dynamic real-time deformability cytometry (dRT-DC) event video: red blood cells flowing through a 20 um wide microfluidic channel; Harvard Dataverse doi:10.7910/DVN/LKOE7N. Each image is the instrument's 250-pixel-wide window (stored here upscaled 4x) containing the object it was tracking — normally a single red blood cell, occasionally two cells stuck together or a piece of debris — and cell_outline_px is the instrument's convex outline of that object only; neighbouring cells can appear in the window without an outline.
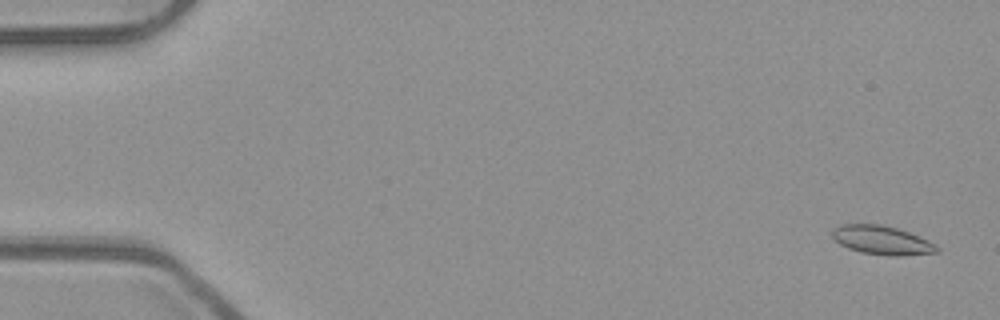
{"species": "common noctule bat (a hibernating species)", "species_latin": "Nyctalus noctula", "temperature_condition": "room temperature", "stored_images_in_passage": 54, "camera_frame_rate_fps": 3000, "um_per_image_px": 0.085, "animal": {"sex": "male", "body_mass_g": 23.1, "forearm_length_mm": 52.7}, "frame": {"image": 1, "passage_image": 3, "time_ms": 0.667, "image_size_px": [1000, 320], "cell_outline_px": [[940, 252], [900, 256], [892, 256], [860, 252], [848, 248], [840, 244], [832, 236], [832, 228], [840, 224], [880, 224], [896, 228], [920, 236], [936, 244], [940, 248]], "centroid_in_image_um": [74.98, 20.42], "position_along_channel_um": 10.0, "area_um2": 17.69}}
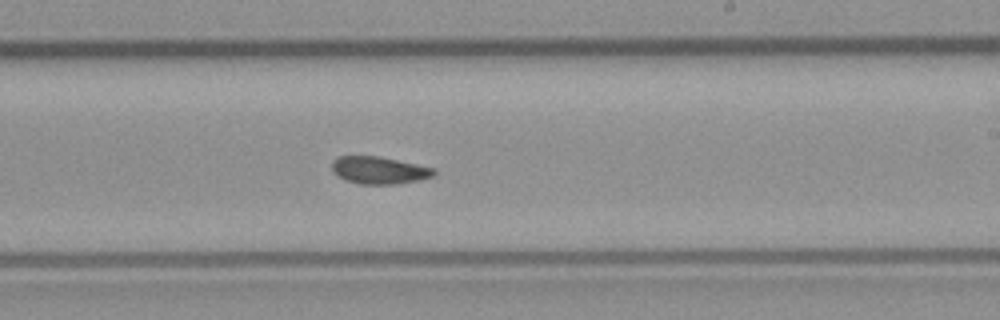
{"frame": {"image": 2, "passage_image": 33, "time_ms": 10.667, "image_size_px": [1000, 320], "cell_outline_px": [[436, 172], [432, 176], [416, 180], [396, 184], [360, 184], [344, 180], [336, 176], [332, 172], [332, 160], [336, 156], [380, 156], [436, 168]], "centroid_in_image_um": [32.17, 14.46], "position_along_channel_um": 256.8, "area_um2": 16.42}}
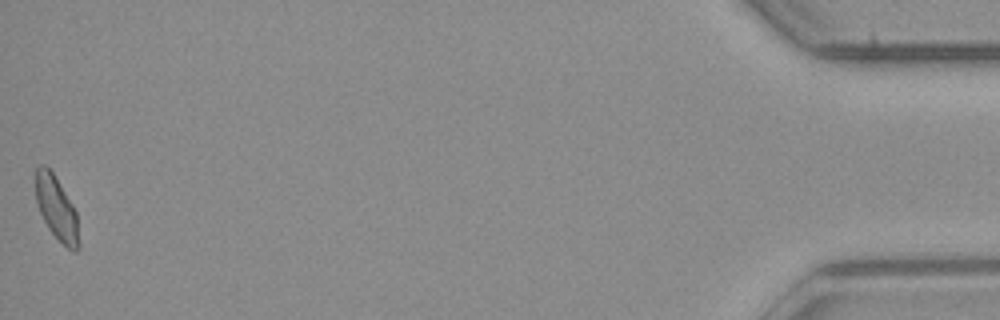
{"frame": {"image": 3, "passage_image": 54, "time_ms": 17.667, "image_size_px": [1000, 320], "cell_outline_px": [[80, 248], [76, 252], [68, 248], [48, 228], [36, 204], [36, 168], [40, 164], [44, 164], [52, 172], [72, 204], [76, 212], [80, 244]], "centroid_in_image_um": [4.81, 17.72], "position_along_channel_um": 430.4, "area_um2": 15.78}, "authors_computed_cell_mechanics": {"area_um2": 16.762, "velocity_mm_per_s": 3.9254, "shape_relaxation_time_tau1_ms": null, "shape_relaxation_time_tau2_ms": 2.5643, "deformation_change_tau1": null, "deformation_change_tau2": 0.0835}}